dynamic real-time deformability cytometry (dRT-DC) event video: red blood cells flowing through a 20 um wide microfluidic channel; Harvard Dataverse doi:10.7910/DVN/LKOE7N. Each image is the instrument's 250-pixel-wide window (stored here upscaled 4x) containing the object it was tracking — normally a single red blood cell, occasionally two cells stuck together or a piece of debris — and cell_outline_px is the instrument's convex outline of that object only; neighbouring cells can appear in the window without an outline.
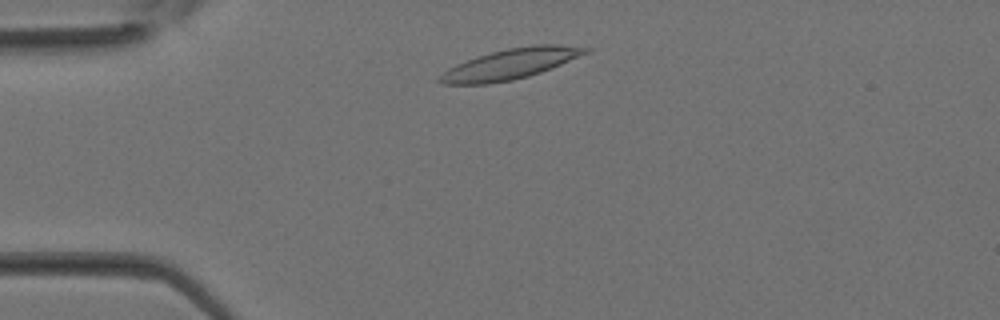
{"species": "Egyptian fruit bat (a non-hibernating species)", "species_latin": "Rousettus aegyptiacus", "temperature_condition": "room temperature", "stored_images_in_passage": 31, "camera_frame_rate_fps": 3000, "um_per_image_px": 0.085, "animal": {"sex": "female"}, "frame": {"image": 1, "passage_image": 3, "time_ms": 0.667, "image_size_px": [1000, 320], "cell_outline_px": [[592, 48], [588, 52], [552, 68], [528, 76], [512, 80], [488, 84], [444, 84], [436, 80], [448, 68], [456, 64], [492, 52], [508, 48], [532, 44], [560, 44]], "centroid_in_image_um": [43.41, 5.43], "position_along_channel_um": 41.6, "area_um2": 25.61}}
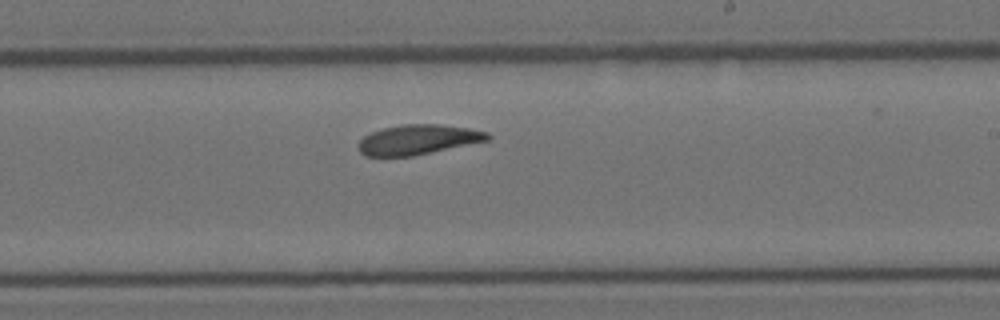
{"frame": {"image": 2, "passage_image": 16, "time_ms": 5.0, "image_size_px": [1000, 320], "cell_outline_px": [[492, 136], [488, 140], [412, 156], [364, 156], [360, 152], [356, 144], [364, 136], [372, 132], [384, 128], [404, 124], [440, 124], [468, 128], [488, 132]], "centroid_in_image_um": [35.51, 11.86], "position_along_channel_um": 253.5, "area_um2": 22.37}}
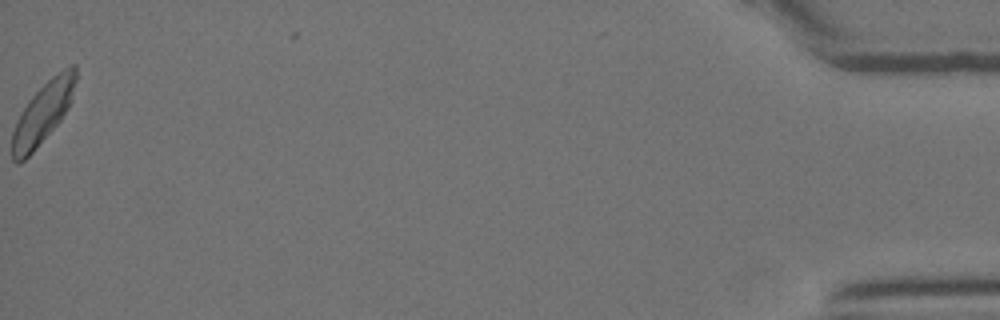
{"frame": {"image": 3, "passage_image": 31, "time_ms": 10.0, "image_size_px": [1000, 320], "cell_outline_px": [[76, 80], [72, 100], [68, 108], [60, 120], [32, 152], [24, 160], [16, 164], [12, 160], [12, 132], [16, 120], [20, 112], [28, 100], [52, 76], [64, 68], [72, 64], [76, 64]], "centroid_in_image_um": [3.64, 9.59], "position_along_channel_um": 431.6, "area_um2": 22.48}}